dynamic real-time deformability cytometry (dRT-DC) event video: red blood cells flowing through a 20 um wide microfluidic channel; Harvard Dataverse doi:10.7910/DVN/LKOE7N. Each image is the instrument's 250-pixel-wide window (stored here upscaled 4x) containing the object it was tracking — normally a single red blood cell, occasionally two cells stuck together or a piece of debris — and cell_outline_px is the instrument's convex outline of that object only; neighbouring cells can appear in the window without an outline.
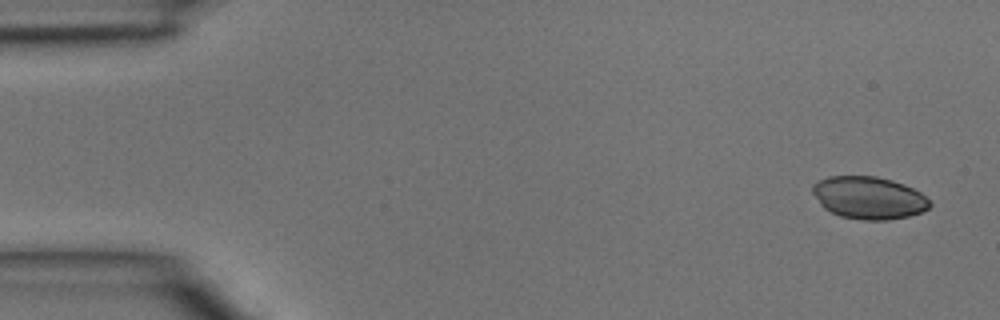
{"species": "common noctule bat (a hibernating species)", "species_latin": "Nyctalus noctula", "temperature_condition": "room temperature", "stored_images_in_passage": 4, "camera_frame_rate_fps": 3000, "um_per_image_px": 0.085, "animal": {"sex": "male", "body_mass_g": 15.6}, "frame": {"image": 1, "passage_image": 1, "time_ms": 0.0, "image_size_px": [1000, 320], "cell_outline_px": [[932, 204], [928, 208], [920, 212], [908, 216], [888, 220], [860, 220], [840, 216], [824, 208], [820, 204], [812, 192], [812, 184], [828, 176], [876, 176], [892, 180], [904, 184], [920, 192]], "centroid_in_image_um": [73.83, 16.81], "position_along_channel_um": 11.2, "area_um2": 28.96}}
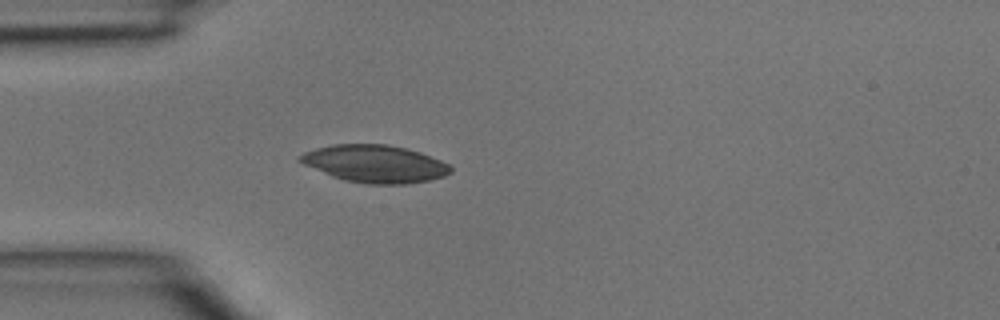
{"frame": {"image": 2, "passage_image": 4, "time_ms": 1.0, "image_size_px": [1000, 320], "cell_outline_px": [[452, 172], [444, 176], [428, 180], [408, 184], [368, 184], [344, 180], [332, 176], [304, 164], [296, 160], [296, 156], [304, 152], [316, 148], [332, 144], [388, 144], [420, 152], [440, 160], [448, 164], [452, 168]], "centroid_in_image_um": [31.84, 13.92], "position_along_channel_um": 53.2, "area_um2": 32.89}}